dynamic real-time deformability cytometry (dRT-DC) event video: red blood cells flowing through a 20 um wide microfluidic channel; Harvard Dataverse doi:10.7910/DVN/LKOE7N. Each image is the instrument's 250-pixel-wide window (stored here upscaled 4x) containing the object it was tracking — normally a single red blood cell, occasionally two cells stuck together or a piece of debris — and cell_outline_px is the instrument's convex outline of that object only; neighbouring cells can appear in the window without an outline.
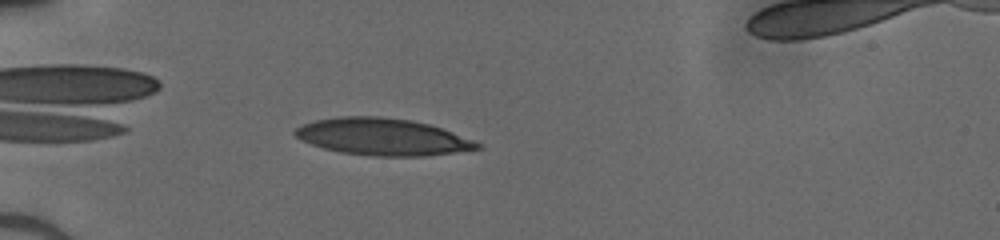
{"species": "human", "species_latin": "Homo sapiens", "temperature_condition": "cold", "stored_images_in_passage": 37, "camera_frame_rate_fps": 3000, "um_per_image_px": 0.085, "donor": {"sex": "male"}, "frame": {"image": 1, "passage_image": 3, "time_ms": 0.667, "image_size_px": [1000, 240], "cell_outline_px": [[484, 148], [424, 156], [372, 156], [340, 152], [324, 148], [300, 140], [292, 132], [296, 128], [304, 124], [316, 120], [340, 116], [380, 116], [412, 120], [428, 124], [452, 132], [472, 140], [480, 144]], "centroid_in_image_um": [32.49, 11.63], "position_along_channel_um": 52.5, "area_um2": 39.02}}
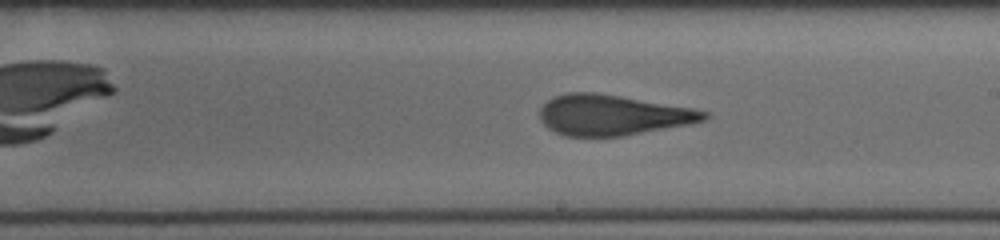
{"frame": {"image": 2, "passage_image": 18, "time_ms": 5.667, "image_size_px": [1000, 240], "cell_outline_px": [[712, 116], [704, 120], [692, 124], [620, 136], [564, 136], [548, 128], [540, 120], [540, 108], [548, 100], [556, 96], [568, 92], [596, 92], [692, 108], [708, 112]], "centroid_in_image_um": [52.08, 9.78], "position_along_channel_um": 236.9, "area_um2": 38.67}}
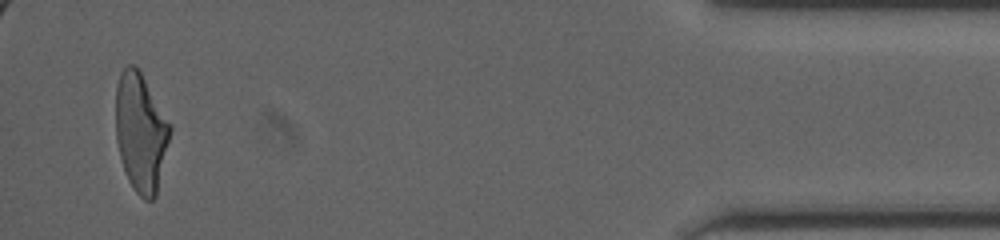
{"frame": {"image": 3, "passage_image": 36, "time_ms": 11.667, "image_size_px": [1000, 240], "cell_outline_px": [[172, 128], [156, 196], [152, 200], [144, 200], [136, 192], [128, 180], [124, 172], [116, 140], [116, 84], [120, 72], [128, 64], [132, 64], [140, 72]], "centroid_in_image_um": [11.94, 11.28], "position_along_channel_um": 423.3, "area_um2": 37.11}}